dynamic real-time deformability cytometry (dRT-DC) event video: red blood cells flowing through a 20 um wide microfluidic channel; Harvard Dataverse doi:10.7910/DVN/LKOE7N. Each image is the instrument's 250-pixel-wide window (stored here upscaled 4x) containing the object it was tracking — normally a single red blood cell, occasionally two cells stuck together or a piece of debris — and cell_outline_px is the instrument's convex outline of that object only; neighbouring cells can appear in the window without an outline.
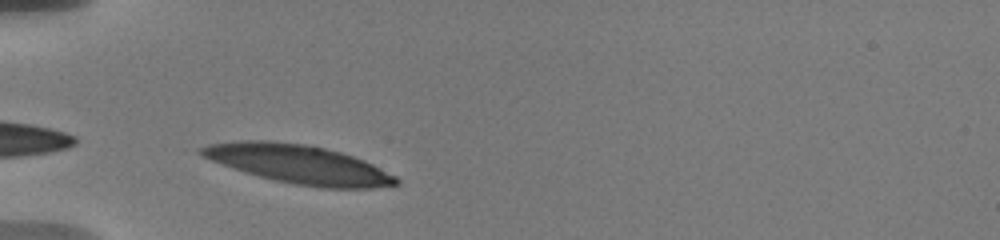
{"species": "human", "species_latin": "Homo sapiens", "temperature_condition": "warm", "stored_images_in_passage": 4, "camera_frame_rate_fps": 3000, "um_per_image_px": 0.085, "donor": {"sex": "male"}, "frame": {"image": 1, "passage_image": 2, "time_ms": 1.0, "image_size_px": [1000, 240], "cell_outline_px": [[400, 184], [372, 188], [320, 188], [296, 184], [276, 180], [244, 172], [212, 160], [196, 152], [200, 148], [208, 144], [240, 140], [272, 140], [304, 144], [324, 148], [340, 152], [364, 160], [396, 176], [400, 180]], "centroid_in_image_um": [25.4, 13.95], "position_along_channel_um": 59.6, "area_um2": 43.64}}